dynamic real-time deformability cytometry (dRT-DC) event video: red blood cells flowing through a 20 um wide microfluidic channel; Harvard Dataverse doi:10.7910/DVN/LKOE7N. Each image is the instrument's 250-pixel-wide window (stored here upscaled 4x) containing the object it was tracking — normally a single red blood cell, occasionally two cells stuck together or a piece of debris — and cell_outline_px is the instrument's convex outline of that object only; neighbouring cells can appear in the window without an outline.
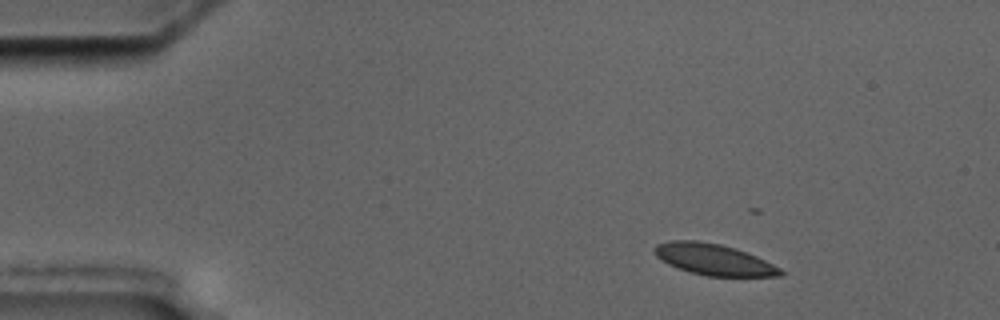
{"species": "common noctule bat (a hibernating species)", "species_latin": "Nyctalus noctula", "temperature_condition": "cold", "stored_images_in_passage": 6, "camera_frame_rate_fps": 3000, "um_per_image_px": 0.085, "animal": {"sex": "male", "body_mass_g": 17.5, "forearm_length_mm": 52.3}, "frame": {"image": 1, "passage_image": 1, "time_ms": 0.0, "image_size_px": [1000, 320], "cell_outline_px": [[784, 272], [780, 276], [708, 276], [688, 272], [676, 268], [668, 264], [656, 256], [652, 252], [652, 248], [656, 244], [668, 240], [696, 240], [720, 244], [736, 248], [756, 256], [780, 268]], "centroid_in_image_um": [60.6, 22.04], "position_along_channel_um": 24.4, "area_um2": 23.06}}
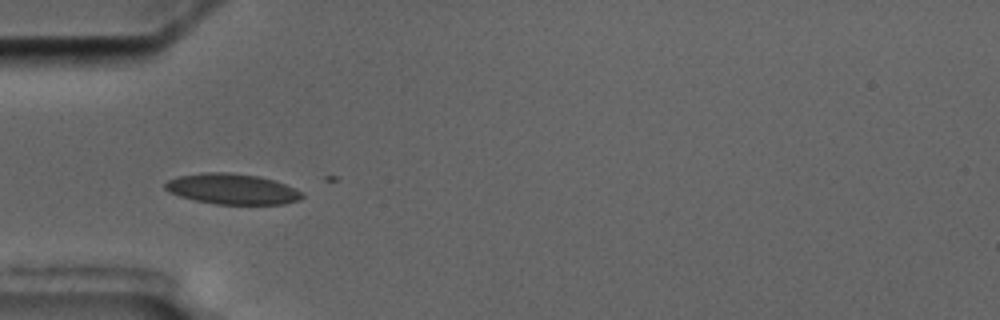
{"frame": {"image": 2, "passage_image": 4, "time_ms": 3.333, "image_size_px": [1000, 320], "cell_outline_px": [[304, 196], [300, 200], [284, 204], [216, 204], [196, 200], [180, 196], [168, 192], [164, 188], [164, 184], [168, 180], [176, 176], [200, 172], [232, 172], [260, 176], [284, 184], [304, 192]], "centroid_in_image_um": [19.72, 16.05], "position_along_channel_um": 65.3, "area_um2": 24.62}}
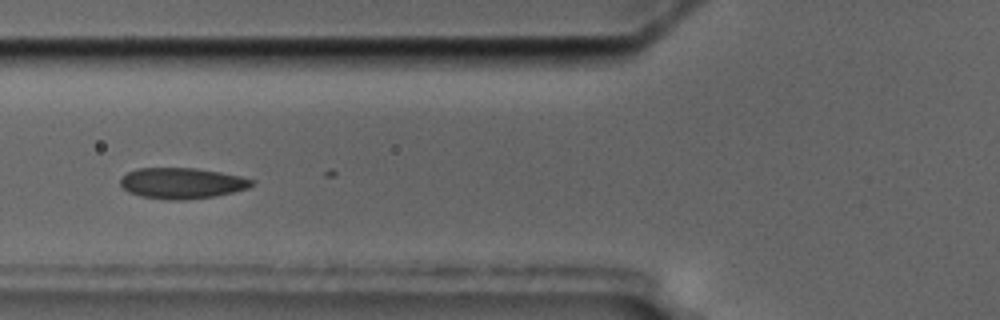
{"frame": {"image": 3, "passage_image": 5, "time_ms": 4.667, "image_size_px": [1000, 320], "cell_outline_px": [[256, 180], [248, 188], [232, 192], [212, 196], [180, 200], [168, 200], [140, 196], [128, 192], [120, 184], [120, 176], [136, 168], [196, 168], [220, 172], [240, 176]], "centroid_in_image_um": [15.42, 15.56], "position_along_channel_um": 110.4, "area_um2": 23.58}}